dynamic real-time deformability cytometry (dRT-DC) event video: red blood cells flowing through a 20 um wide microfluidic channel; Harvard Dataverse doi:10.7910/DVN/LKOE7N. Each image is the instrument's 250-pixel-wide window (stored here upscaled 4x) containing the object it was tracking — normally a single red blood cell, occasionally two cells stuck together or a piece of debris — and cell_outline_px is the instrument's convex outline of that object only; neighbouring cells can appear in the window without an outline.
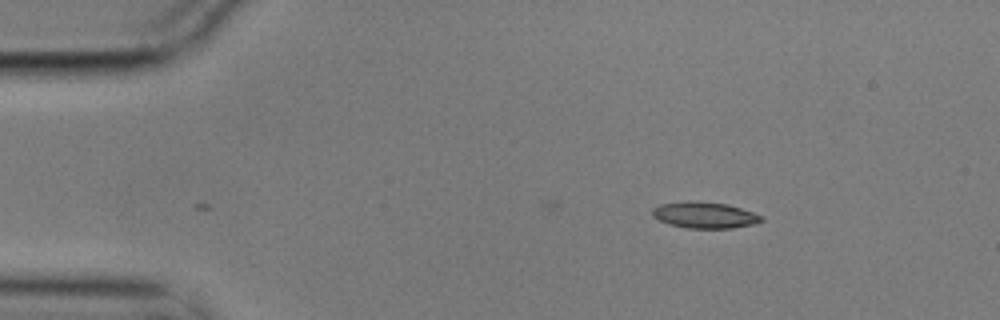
{"species": "common noctule bat (a hibernating species)", "species_latin": "Nyctalus noctula", "temperature_condition": "cold", "stored_images_in_passage": 4, "camera_frame_rate_fps": 3000, "um_per_image_px": 0.085, "animal": {"sex": "male", "body_mass_g": 17.9}, "frame": {"image": 1, "passage_image": 4, "time_ms": 1.0, "image_size_px": [1000, 320], "cell_outline_px": [[764, 220], [752, 224], [732, 228], [688, 228], [668, 224], [652, 216], [652, 208], [660, 204], [688, 200], [728, 204], [752, 212], [760, 216]], "centroid_in_image_um": [59.84, 18.27], "position_along_channel_um": 25.2, "area_um2": 16.59}}